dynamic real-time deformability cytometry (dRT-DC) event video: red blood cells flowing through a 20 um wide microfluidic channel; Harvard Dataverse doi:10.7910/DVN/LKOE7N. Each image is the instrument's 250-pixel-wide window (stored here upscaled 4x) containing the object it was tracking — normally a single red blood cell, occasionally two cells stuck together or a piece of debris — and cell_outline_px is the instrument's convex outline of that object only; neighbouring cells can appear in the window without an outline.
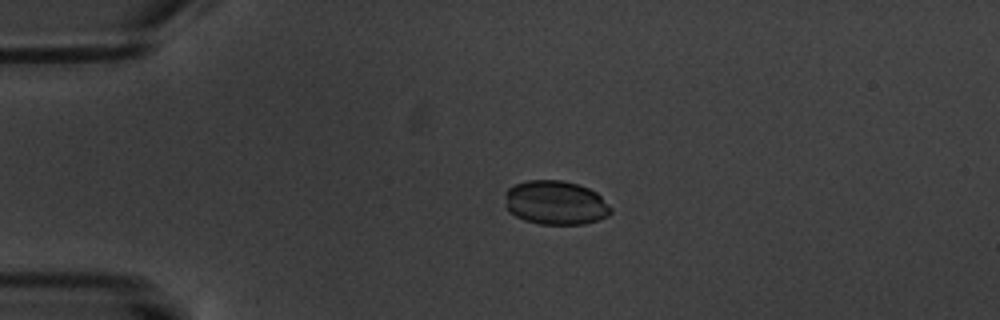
{"species": "common noctule bat (a hibernating species)", "species_latin": "Nyctalus noctula", "temperature_condition": "warm", "stored_images_in_passage": 5, "camera_frame_rate_fps": 3000, "um_per_image_px": 0.085, "animal": {"sex": "male", "body_mass_g": 20.1, "forearm_length_mm": 53.5}, "frame": {"image": 1, "passage_image": 4, "time_ms": 3.333, "image_size_px": [1000, 320], "cell_outline_px": [[612, 212], [608, 216], [584, 224], [540, 224], [524, 220], [508, 212], [504, 204], [504, 192], [508, 188], [516, 184], [528, 180], [560, 180], [576, 184], [588, 188], [596, 192], [612, 208]], "centroid_in_image_um": [47.18, 17.23], "position_along_channel_um": 37.8, "area_um2": 27.28}}